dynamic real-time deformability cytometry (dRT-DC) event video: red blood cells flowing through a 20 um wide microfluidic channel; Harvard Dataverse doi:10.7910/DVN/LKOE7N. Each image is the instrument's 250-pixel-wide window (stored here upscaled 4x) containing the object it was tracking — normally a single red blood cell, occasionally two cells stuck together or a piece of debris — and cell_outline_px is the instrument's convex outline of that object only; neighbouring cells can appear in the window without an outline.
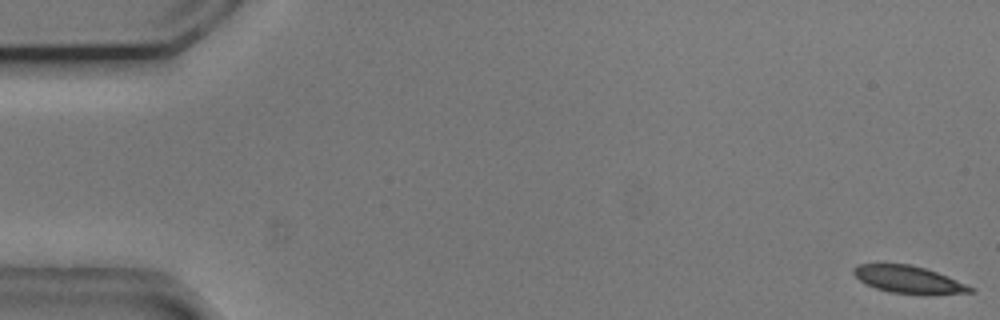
{"species": "common noctule bat (a hibernating species)", "species_latin": "Nyctalus noctula", "temperature_condition": "cold", "stored_images_in_passage": 55, "camera_frame_rate_fps": 3000, "um_per_image_px": 0.085, "animal": {"sex": "male", "body_mass_g": 20.5, "forearm_length_mm": 52.5}, "frame": {"image": 1, "passage_image": 1, "time_ms": 0.0, "image_size_px": [1000, 320], "cell_outline_px": [[976, 292], [888, 292], [864, 284], [852, 272], [852, 268], [856, 264], [912, 264], [948, 276], [976, 288]], "centroid_in_image_um": [77.15, 23.71], "position_along_channel_um": 7.8, "area_um2": 17.92}}
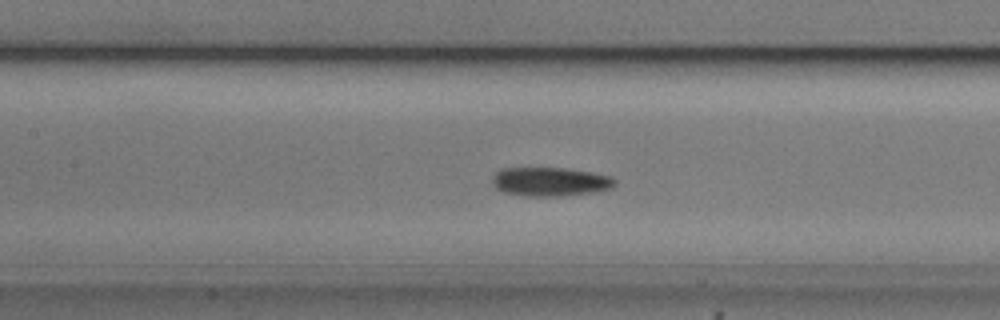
{"frame": {"image": 2, "passage_image": 25, "time_ms": 8.0, "image_size_px": [1000, 320], "cell_outline_px": [[616, 184], [612, 188], [592, 192], [560, 196], [524, 196], [504, 192], [496, 188], [492, 184], [492, 176], [496, 172], [504, 168], [564, 168], [592, 172], [612, 176], [616, 180]], "centroid_in_image_um": [46.77, 15.44], "position_along_channel_um": 160.6, "area_um2": 20.69}}
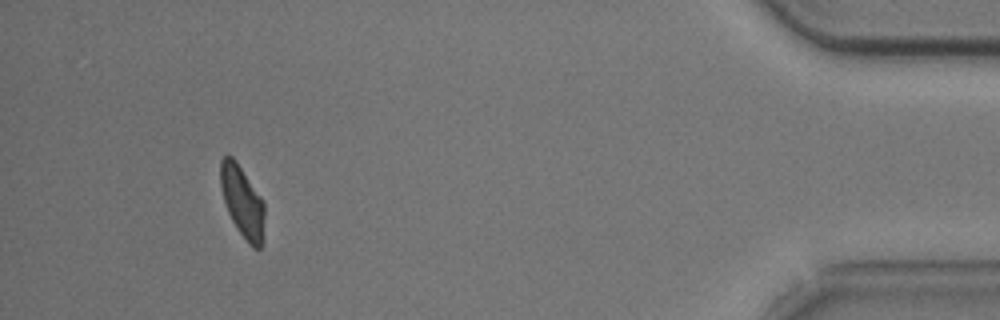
{"frame": {"image": 3, "passage_image": 51, "time_ms": 16.667, "image_size_px": [1000, 320], "cell_outline_px": [[264, 240], [260, 248], [252, 248], [248, 244], [232, 220], [228, 212], [224, 200], [220, 184], [220, 160], [228, 152], [236, 160], [264, 200]], "centroid_in_image_um": [20.62, 17.12], "position_along_channel_um": 414.6, "area_um2": 18.61}, "authors_computed_cell_mechanics": {"area_um2": 19.5942, "velocity_mm_per_s": 3.6881, "shape_relaxation_time_tau1_ms": 3.0757, "shape_relaxation_time_tau2_ms": 10.1597, "deformation_change_tau1": 0.1126, "deformation_change_tau2": 0.1682}}